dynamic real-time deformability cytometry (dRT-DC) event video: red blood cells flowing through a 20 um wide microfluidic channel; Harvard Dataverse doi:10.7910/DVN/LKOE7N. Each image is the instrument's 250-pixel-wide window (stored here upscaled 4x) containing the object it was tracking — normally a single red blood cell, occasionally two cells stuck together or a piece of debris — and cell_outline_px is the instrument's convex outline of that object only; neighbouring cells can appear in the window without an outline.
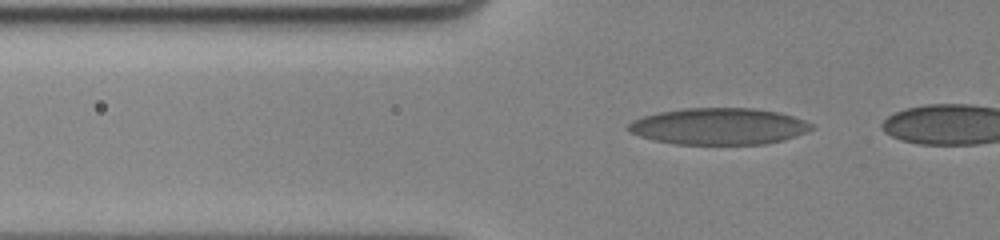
{"species": "human", "species_latin": "Homo sapiens", "temperature_condition": "cold", "stored_images_in_passage": 13, "camera_frame_rate_fps": 3000, "um_per_image_px": 0.085, "donor": {"sex": "female"}, "frame": {"image": 1, "passage_image": 8, "time_ms": 2.333, "image_size_px": [1000, 240], "cell_outline_px": [[816, 128], [796, 136], [784, 140], [764, 144], [672, 144], [652, 140], [640, 136], [632, 132], [628, 128], [628, 124], [632, 120], [644, 116], [660, 112], [684, 108], [752, 108], [780, 112], [804, 120], [812, 124]], "centroid_in_image_um": [61.12, 10.74], "position_along_channel_um": 64.7, "area_um2": 39.13}}